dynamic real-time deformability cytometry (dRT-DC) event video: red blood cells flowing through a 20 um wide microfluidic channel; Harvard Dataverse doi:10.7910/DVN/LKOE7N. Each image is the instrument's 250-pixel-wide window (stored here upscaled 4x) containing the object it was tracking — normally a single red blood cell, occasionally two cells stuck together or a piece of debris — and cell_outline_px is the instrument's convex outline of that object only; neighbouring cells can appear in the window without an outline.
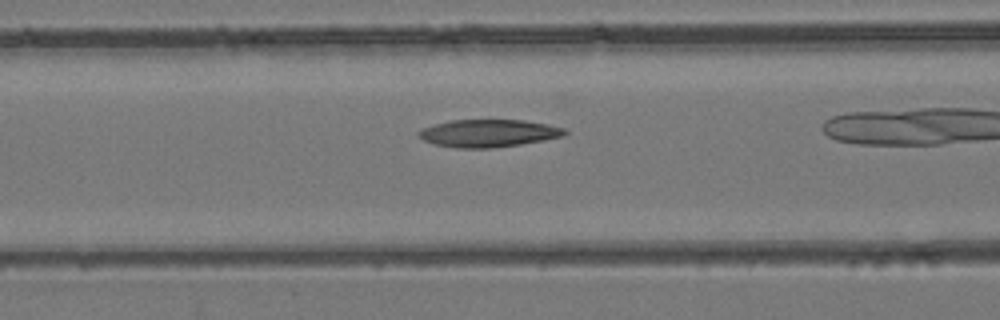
{"species": "common noctule bat (a hibernating species)", "species_latin": "Nyctalus noctula", "temperature_condition": "room temperature", "stored_images_in_passage": 20, "camera_frame_rate_fps": 3000, "um_per_image_px": 0.085, "animal": {"sex": "female", "body_mass_g": 24.6, "forearm_length_mm": 56.2}, "frame": {"image": 1, "passage_image": 4, "time_ms": 1.0, "image_size_px": [1000, 320], "cell_outline_px": [[568, 132], [564, 136], [544, 140], [520, 144], [488, 148], [456, 148], [432, 144], [416, 136], [416, 132], [420, 128], [452, 120], [524, 120], [548, 124], [564, 128]], "centroid_in_image_um": [41.48, 11.32], "position_along_channel_um": 125.1, "area_um2": 23.58}}
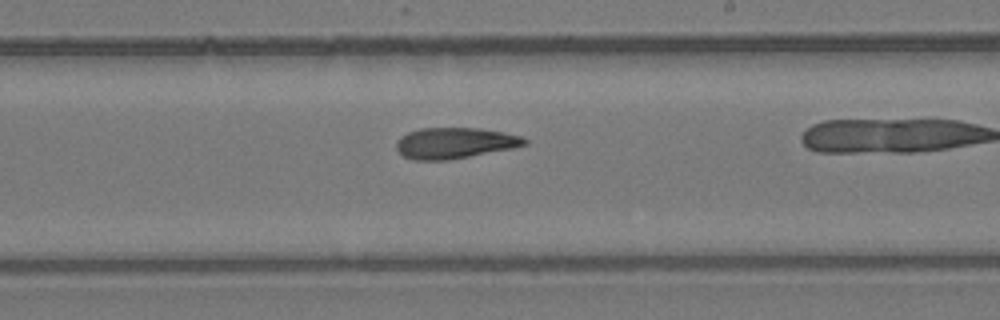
{"frame": {"image": 2, "passage_image": 12, "time_ms": 3.667, "image_size_px": [1000, 320], "cell_outline_px": [[528, 144], [512, 148], [448, 160], [412, 160], [404, 156], [396, 148], [396, 144], [400, 136], [408, 132], [420, 128], [480, 128], [520, 136], [528, 140]], "centroid_in_image_um": [38.62, 12.16], "position_along_channel_um": 250.4, "area_um2": 22.95}}
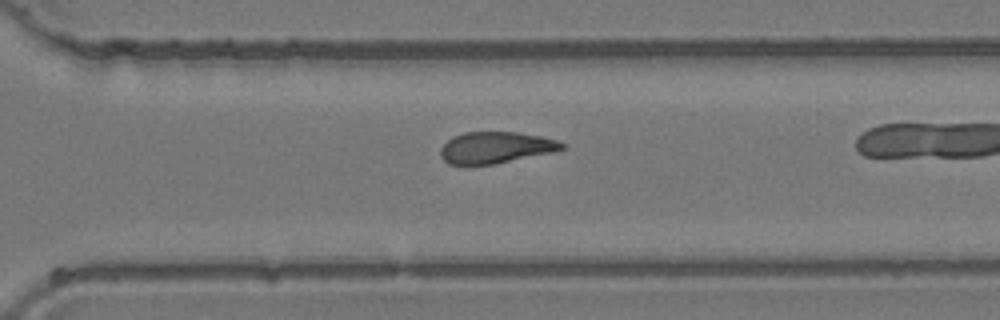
{"frame": {"image": 3, "passage_image": 17, "time_ms": 5.333, "image_size_px": [1000, 320], "cell_outline_px": [[568, 148], [552, 152], [492, 164], [448, 164], [440, 156], [440, 148], [452, 136], [464, 132], [516, 132], [540, 136], [556, 140], [568, 144]], "centroid_in_image_um": [42.14, 12.53], "position_along_channel_um": 328.5, "area_um2": 22.2}}